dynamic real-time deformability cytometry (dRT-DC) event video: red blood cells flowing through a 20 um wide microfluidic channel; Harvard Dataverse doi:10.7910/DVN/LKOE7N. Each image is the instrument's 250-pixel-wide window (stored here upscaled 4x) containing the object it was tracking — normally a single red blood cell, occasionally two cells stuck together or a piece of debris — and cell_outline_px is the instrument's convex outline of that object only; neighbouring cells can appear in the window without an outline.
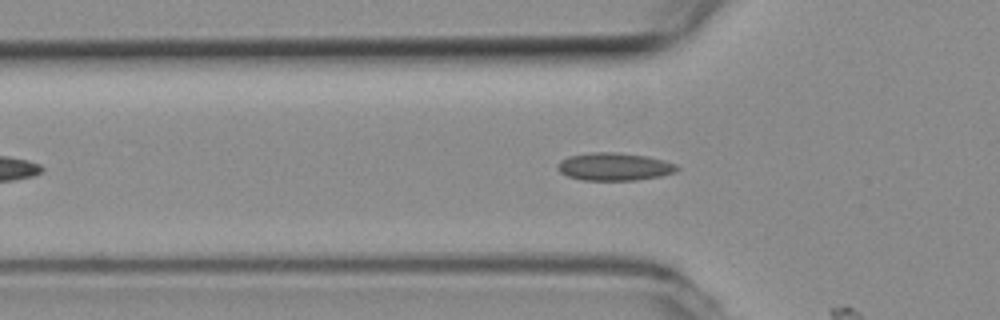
{"species": "common noctule bat (a hibernating species)", "species_latin": "Nyctalus noctula", "temperature_condition": "room temperature", "stored_images_in_passage": 13, "camera_frame_rate_fps": 3000, "um_per_image_px": 0.085, "animal": {"sex": "female", "body_mass_g": 19.3, "forearm_length_mm": 54.1}, "frame": {"image": 1, "passage_image": 11, "time_ms": 3.333, "image_size_px": [1000, 320], "cell_outline_px": [[680, 168], [676, 172], [660, 176], [636, 180], [580, 180], [568, 176], [560, 172], [556, 168], [560, 160], [568, 156], [592, 152], [616, 152], [648, 156], [664, 160], [676, 164]], "centroid_in_image_um": [52.22, 14.16], "position_along_channel_um": 73.6, "area_um2": 19.48}}